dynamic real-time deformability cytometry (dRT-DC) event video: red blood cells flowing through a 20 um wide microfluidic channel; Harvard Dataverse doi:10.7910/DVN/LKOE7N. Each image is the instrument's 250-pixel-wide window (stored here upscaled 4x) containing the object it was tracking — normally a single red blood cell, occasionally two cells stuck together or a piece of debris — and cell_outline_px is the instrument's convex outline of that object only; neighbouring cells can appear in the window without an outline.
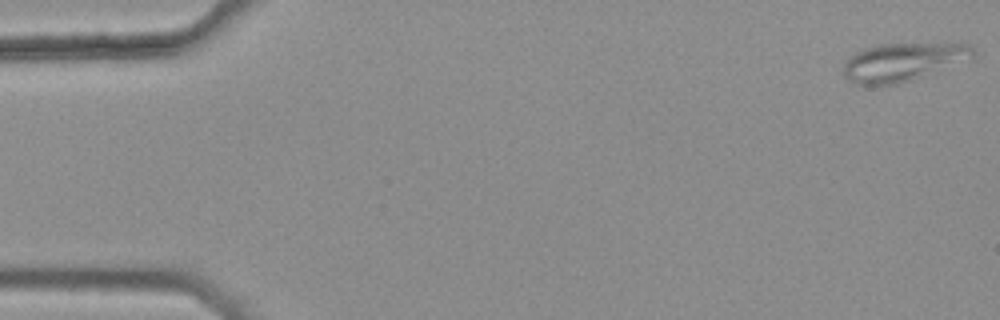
{"species": "common noctule bat (a hibernating species)", "species_latin": "Nyctalus noctula", "temperature_condition": "warm", "stored_images_in_passage": 48, "segment_of_instrument_passage": [1, 2], "camera_frame_rate_fps": 3000, "um_per_image_px": 0.085, "animal": {"sex": "female", "body_mass_g": 25.1}, "frame": {"image": 1, "passage_image": 1, "time_ms": 0.0, "image_size_px": [1000, 320], "cell_outline_px": [[972, 60], [912, 80], [896, 84], [856, 84], [848, 80], [840, 72], [848, 56], [864, 48], [880, 44], [968, 44], [972, 48]], "centroid_in_image_um": [76.71, 5.28], "position_along_channel_um": 8.3, "area_um2": 28.9}}